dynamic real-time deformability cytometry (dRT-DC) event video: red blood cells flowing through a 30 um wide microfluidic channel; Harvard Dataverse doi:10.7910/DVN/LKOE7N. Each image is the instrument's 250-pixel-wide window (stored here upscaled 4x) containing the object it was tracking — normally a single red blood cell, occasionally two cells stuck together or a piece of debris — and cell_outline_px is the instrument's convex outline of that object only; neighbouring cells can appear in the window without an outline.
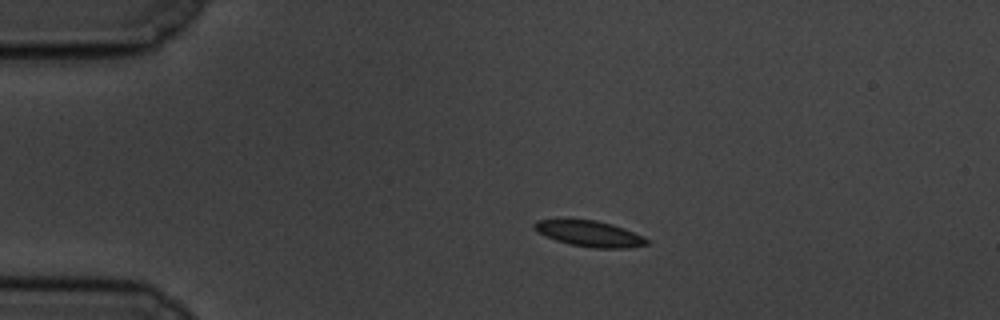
{"species": "common noctule bat (a hibernating species)", "species_latin": "Nyctalus noctula", "temperature_condition": "cold", "stored_images_in_passage": 47, "camera_frame_rate_fps": 3000, "um_per_image_px": 0.085, "animal": {"sex": "male", "body_mass_g": 19.5, "forearm_length_mm": 54.6}, "frame": {"image": 1, "passage_image": 1, "time_ms": 0.0, "image_size_px": [1000, 320], "cell_outline_px": [[648, 244], [628, 248], [596, 248], [568, 244], [556, 240], [536, 232], [532, 228], [532, 224], [536, 220], [596, 220], [612, 224], [624, 228], [644, 236], [648, 240]], "centroid_in_image_um": [50.1, 19.86], "position_along_channel_um": 34.9, "area_um2": 16.94}}
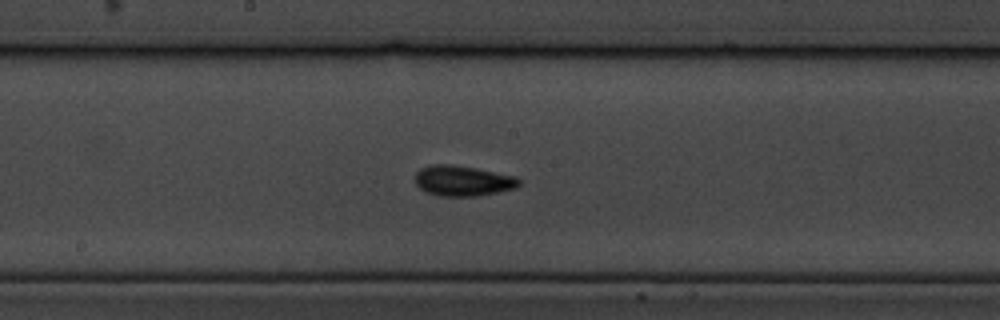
{"frame": {"image": 2, "passage_image": 20, "time_ms": 6.333, "image_size_px": [1000, 320], "cell_outline_px": [[520, 184], [516, 188], [500, 192], [476, 196], [440, 196], [424, 192], [416, 184], [416, 172], [420, 168], [432, 164], [452, 164], [476, 168], [516, 176], [520, 180]], "centroid_in_image_um": [39.34, 15.37], "position_along_channel_um": 208.9, "area_um2": 18.61}}
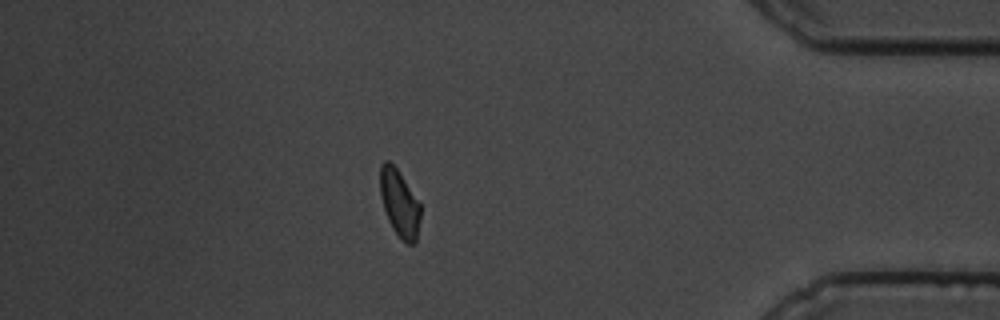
{"frame": {"image": 3, "passage_image": 40, "time_ms": 13.0, "image_size_px": [1000, 320], "cell_outline_px": [[420, 216], [416, 244], [408, 244], [400, 240], [392, 228], [388, 220], [380, 196], [380, 164], [384, 160], [388, 160], [396, 168], [420, 204]], "centroid_in_image_um": [33.94, 17.32], "position_along_channel_um": 401.3, "area_um2": 15.72}, "authors_computed_cell_mechanics": {"area_um2": 16.9354, "velocity_mm_per_s": 3.4201, "shape_relaxation_time_tau1_ms": 2.1366, "shape_relaxation_time_tau2_ms": 2.6227, "deformation_change_tau1": 0.0787, "deformation_change_tau2": 0.0639}}